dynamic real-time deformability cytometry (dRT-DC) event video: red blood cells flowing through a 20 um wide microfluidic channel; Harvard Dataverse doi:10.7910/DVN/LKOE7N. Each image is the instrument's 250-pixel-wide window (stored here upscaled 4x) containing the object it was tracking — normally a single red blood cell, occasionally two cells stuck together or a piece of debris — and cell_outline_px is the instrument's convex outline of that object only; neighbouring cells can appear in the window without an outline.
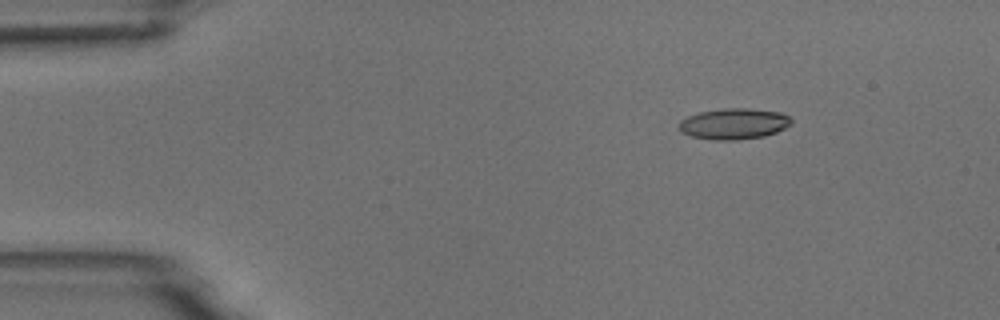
{"species": "common noctule bat (a hibernating species)", "species_latin": "Nyctalus noctula", "temperature_condition": "room temperature", "stored_images_in_passage": 6, "camera_frame_rate_fps": 3000, "um_per_image_px": 0.085, "animal": {"sex": "male", "body_mass_g": 18.8}, "frame": {"image": 1, "passage_image": 3, "time_ms": 2.333, "image_size_px": [1000, 320], "cell_outline_px": [[792, 124], [776, 132], [764, 136], [736, 140], [712, 140], [692, 136], [680, 132], [680, 120], [688, 116], [700, 112], [724, 108], [748, 108], [780, 112], [788, 116], [792, 120]], "centroid_in_image_um": [62.38, 10.52], "position_along_channel_um": 22.6, "area_um2": 20.23}}
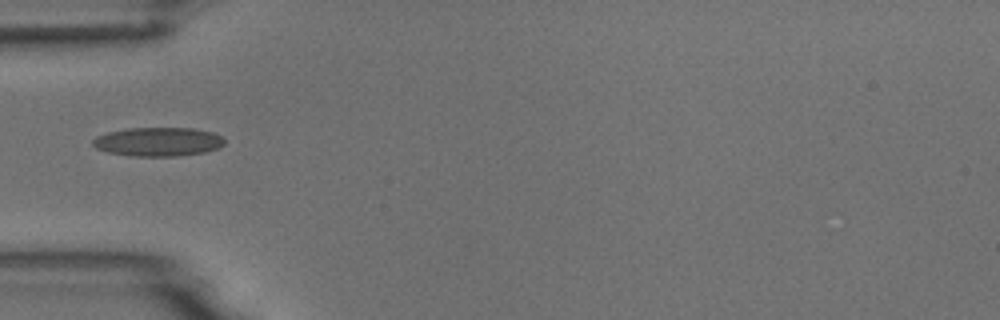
{"frame": {"image": 2, "passage_image": 6, "time_ms": 5.667, "image_size_px": [1000, 320], "cell_outline_px": [[224, 144], [220, 148], [204, 152], [176, 156], [132, 156], [108, 152], [96, 148], [92, 144], [92, 140], [96, 136], [108, 132], [128, 128], [192, 128], [212, 132], [220, 136], [224, 140]], "centroid_in_image_um": [13.43, 12.05], "position_along_channel_um": 71.6, "area_um2": 22.14}}